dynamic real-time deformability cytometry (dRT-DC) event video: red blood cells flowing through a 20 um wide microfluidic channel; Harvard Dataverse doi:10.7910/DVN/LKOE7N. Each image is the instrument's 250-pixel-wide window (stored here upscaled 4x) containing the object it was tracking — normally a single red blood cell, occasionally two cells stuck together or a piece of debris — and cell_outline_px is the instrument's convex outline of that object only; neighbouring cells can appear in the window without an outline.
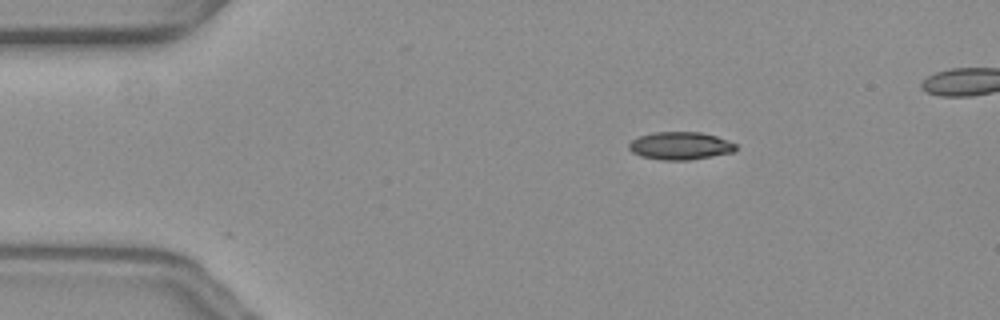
{"species": "common noctule bat (a hibernating species)", "species_latin": "Nyctalus noctula", "temperature_condition": "warm", "stored_images_in_passage": 22, "camera_frame_rate_fps": 3000, "um_per_image_px": 0.085, "animal": {"sex": "female", "body_mass_g": 19.3, "forearm_length_mm": 54.1}, "frame": {"image": 1, "passage_image": 1, "time_ms": 0.0, "image_size_px": [1000, 320], "cell_outline_px": [[736, 148], [732, 152], [712, 156], [688, 160], [664, 160], [640, 156], [632, 152], [628, 148], [628, 144], [636, 136], [652, 132], [700, 132], [716, 136], [728, 140], [736, 144]], "centroid_in_image_um": [57.78, 12.38], "position_along_channel_um": 27.2, "area_um2": 17.34}}
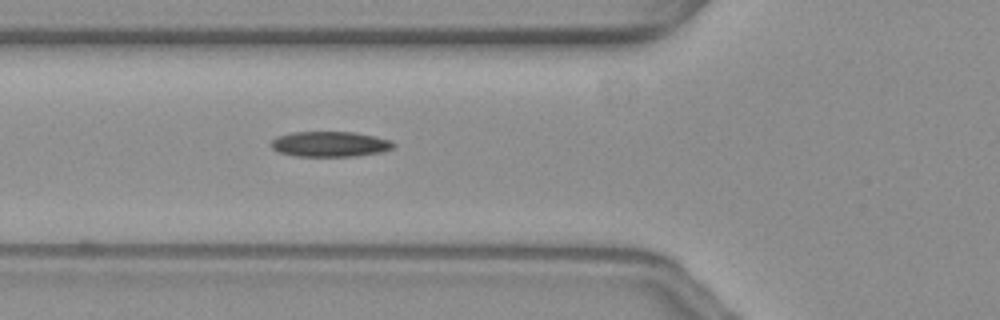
{"frame": {"image": 2, "passage_image": 12, "time_ms": 3.667, "image_size_px": [1000, 320], "cell_outline_px": [[396, 144], [392, 148], [384, 152], [356, 156], [296, 156], [280, 152], [272, 148], [272, 140], [276, 136], [292, 132], [352, 132], [376, 136], [392, 140]], "centroid_in_image_um": [28.09, 12.24], "position_along_channel_um": 97.7, "area_um2": 18.15}}
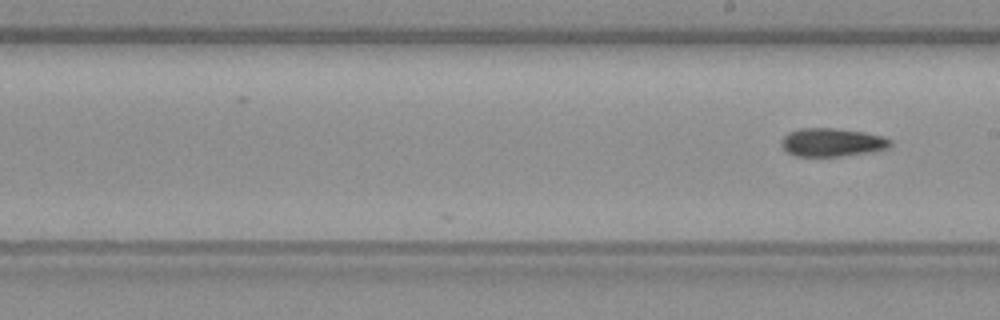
{"frame": {"image": 3, "passage_image": 22, "time_ms": 7.0, "image_size_px": [1000, 320], "cell_outline_px": [[892, 144], [888, 148], [868, 152], [840, 156], [796, 156], [788, 152], [780, 144], [780, 140], [788, 132], [800, 128], [836, 128], [864, 132], [884, 136], [892, 140]], "centroid_in_image_um": [70.72, 12.09], "position_along_channel_um": 218.3, "area_um2": 18.03}}